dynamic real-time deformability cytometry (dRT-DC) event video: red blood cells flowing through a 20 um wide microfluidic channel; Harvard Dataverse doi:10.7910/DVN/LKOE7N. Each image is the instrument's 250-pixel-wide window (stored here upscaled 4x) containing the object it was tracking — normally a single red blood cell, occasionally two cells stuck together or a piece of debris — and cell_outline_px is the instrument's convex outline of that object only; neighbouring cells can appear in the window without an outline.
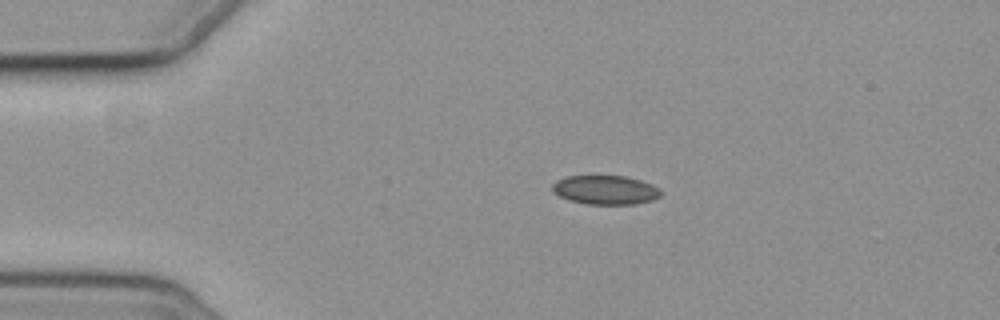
{"species": "common noctule bat (a hibernating species)", "species_latin": "Nyctalus noctula", "temperature_condition": "cold", "stored_images_in_passage": 4, "camera_frame_rate_fps": 3000, "um_per_image_px": 0.085, "animal": {"sex": "female", "body_mass_g": 19.3, "forearm_length_mm": 54.1}, "frame": {"image": 1, "passage_image": 2, "time_ms": 1.0, "image_size_px": [1000, 320], "cell_outline_px": [[660, 196], [652, 200], [636, 204], [588, 204], [572, 200], [560, 196], [552, 188], [552, 184], [556, 180], [568, 176], [628, 176], [652, 184], [660, 188]], "centroid_in_image_um": [51.5, 16.13], "position_along_channel_um": 33.5, "area_um2": 18.21}}
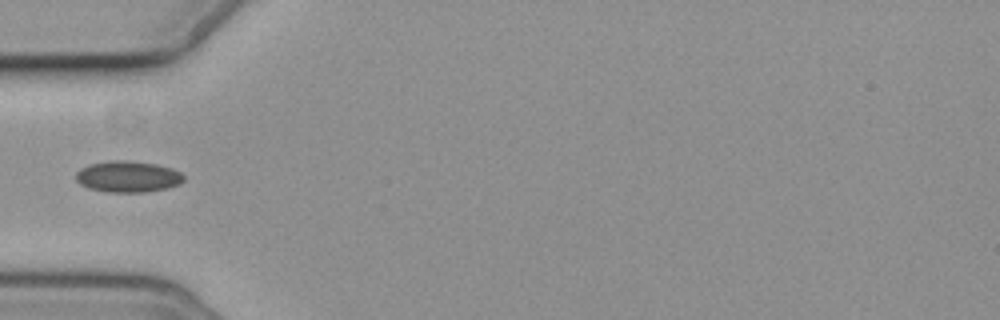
{"frame": {"image": 2, "passage_image": 4, "time_ms": 3.333, "image_size_px": [1000, 320], "cell_outline_px": [[184, 180], [180, 184], [168, 188], [144, 192], [108, 192], [88, 188], [80, 184], [76, 180], [76, 172], [80, 168], [88, 164], [112, 160], [124, 160], [156, 164], [172, 168], [180, 172], [184, 176]], "centroid_in_image_um": [10.86, 15.01], "position_along_channel_um": 74.1, "area_um2": 19.77}}